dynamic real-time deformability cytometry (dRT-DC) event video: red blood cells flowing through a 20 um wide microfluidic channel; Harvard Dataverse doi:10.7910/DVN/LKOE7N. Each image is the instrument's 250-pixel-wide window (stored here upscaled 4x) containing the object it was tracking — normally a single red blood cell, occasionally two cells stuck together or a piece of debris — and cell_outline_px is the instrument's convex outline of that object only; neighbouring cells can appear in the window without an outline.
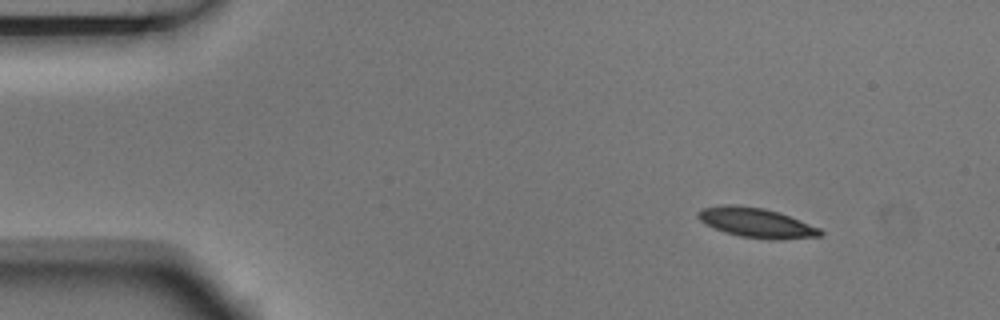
{"species": "Egyptian fruit bat (a non-hibernating species)", "species_latin": "Rousettus aegyptiacus", "temperature_condition": "room temperature", "stored_images_in_passage": 4, "segment_of_instrument_passage": [1, 2], "camera_frame_rate_fps": 3000, "um_per_image_px": 0.085, "animal": {"sex": "male"}, "frame": {"image": 1, "passage_image": 1, "time_ms": 0.0, "image_size_px": [1000, 320], "cell_outline_px": [[824, 232], [820, 236], [780, 240], [768, 240], [740, 236], [724, 232], [704, 224], [696, 216], [696, 212], [700, 208], [724, 204], [736, 204], [764, 208], [780, 212], [820, 228]], "centroid_in_image_um": [64.26, 18.92], "position_along_channel_um": 20.7, "area_um2": 21.56}}